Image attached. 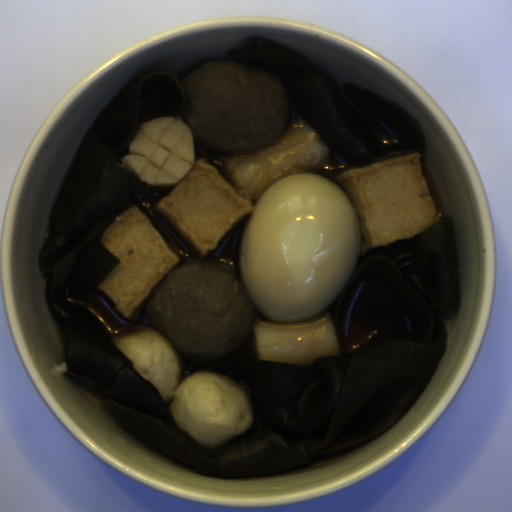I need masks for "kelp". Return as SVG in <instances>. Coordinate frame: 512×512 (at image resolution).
<instances>
[{
	"label": "kelp",
	"mask_w": 512,
	"mask_h": 512,
	"mask_svg": "<svg viewBox=\"0 0 512 512\" xmlns=\"http://www.w3.org/2000/svg\"><path fill=\"white\" fill-rule=\"evenodd\" d=\"M229 60L269 70L288 104L349 160L368 167L396 155L426 152L416 117L406 108L347 84L291 46L248 37L226 53Z\"/></svg>",
	"instance_id": "kelp-2"
},
{
	"label": "kelp",
	"mask_w": 512,
	"mask_h": 512,
	"mask_svg": "<svg viewBox=\"0 0 512 512\" xmlns=\"http://www.w3.org/2000/svg\"><path fill=\"white\" fill-rule=\"evenodd\" d=\"M183 81L153 72L131 82L98 115L73 162L39 247L46 304L68 338L67 373L106 394L108 410L137 440L201 475L251 478L312 464L395 426L431 382L449 341L441 319L460 307L461 280L451 218L410 239L359 254L341 293L319 314L333 324L346 315L377 334L355 354L331 356L343 374L329 425L285 436L265 421L214 450L173 418L158 387L140 376L83 305L119 264L100 234L131 206V174L118 166L141 125L180 117Z\"/></svg>",
	"instance_id": "kelp-1"
}]
</instances>
